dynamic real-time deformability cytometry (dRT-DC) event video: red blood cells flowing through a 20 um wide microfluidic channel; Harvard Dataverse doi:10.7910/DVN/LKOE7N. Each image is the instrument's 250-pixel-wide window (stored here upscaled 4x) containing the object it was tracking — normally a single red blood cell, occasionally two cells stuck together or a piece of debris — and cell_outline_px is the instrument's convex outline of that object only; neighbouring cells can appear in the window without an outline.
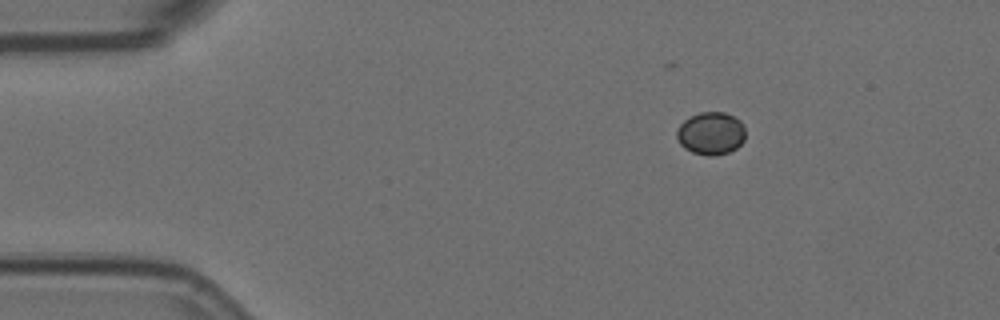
{"species": "Egyptian fruit bat (a non-hibernating species)", "species_latin": "Rousettus aegyptiacus", "temperature_condition": "room temperature", "stored_images_in_passage": 3, "camera_frame_rate_fps": 3000, "um_per_image_px": 0.085, "animal": {"sex": "female"}, "frame": {"image": 1, "passage_image": 1, "time_ms": 0.0, "image_size_px": [1000, 320], "cell_outline_px": [[744, 140], [736, 148], [728, 152], [716, 156], [708, 156], [692, 152], [684, 148], [680, 144], [676, 136], [676, 132], [680, 124], [684, 120], [700, 112], [724, 112], [740, 120], [744, 124]], "centroid_in_image_um": [60.42, 11.34], "position_along_channel_um": 24.6, "area_um2": 17.11}}